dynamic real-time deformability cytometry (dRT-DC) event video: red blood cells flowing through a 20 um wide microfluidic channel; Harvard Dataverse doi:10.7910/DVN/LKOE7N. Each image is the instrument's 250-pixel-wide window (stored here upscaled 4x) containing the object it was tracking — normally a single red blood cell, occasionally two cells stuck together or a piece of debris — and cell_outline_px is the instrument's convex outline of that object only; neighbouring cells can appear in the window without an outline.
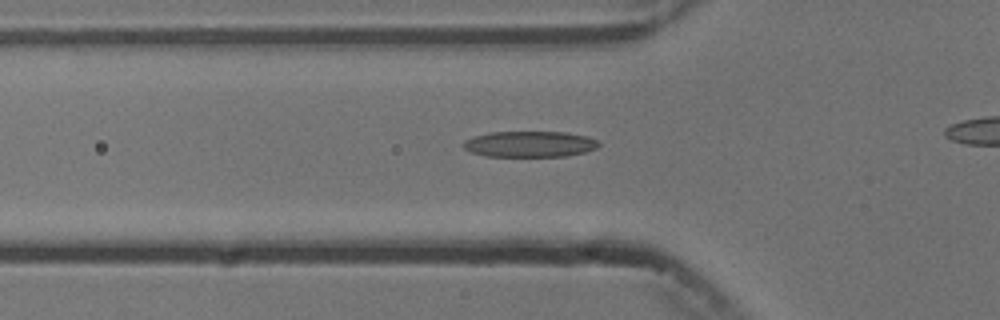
{"species": "common noctule bat (a hibernating species)", "species_latin": "Nyctalus noctula", "temperature_condition": "cold", "stored_images_in_passage": 44, "camera_frame_rate_fps": 3000, "um_per_image_px": 0.085, "animal": {"sex": "male", "body_mass_g": 13.3}, "frame": {"image": 1, "passage_image": 18, "time_ms": 5.667, "image_size_px": [1000, 320], "cell_outline_px": [[600, 144], [596, 148], [584, 152], [564, 156], [484, 156], [472, 152], [464, 148], [460, 144], [464, 140], [488, 132], [568, 132], [588, 136], [596, 140]], "centroid_in_image_um": [45.01, 12.24], "position_along_channel_um": 80.8, "area_um2": 20.46}}
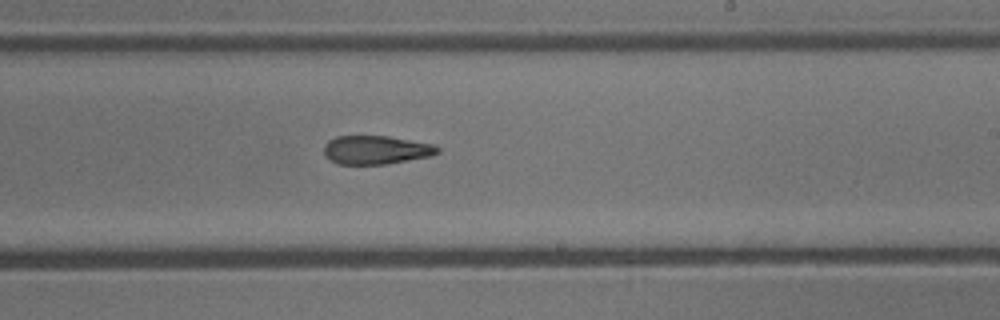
{"frame": {"image": 2, "passage_image": 32, "time_ms": 10.333, "image_size_px": [1000, 320], "cell_outline_px": [[440, 152], [432, 156], [388, 164], [336, 164], [324, 152], [324, 144], [328, 140], [336, 136], [388, 136], [436, 144], [440, 148]], "centroid_in_image_um": [32.02, 12.74], "position_along_channel_um": 257.0, "area_um2": 19.13}}
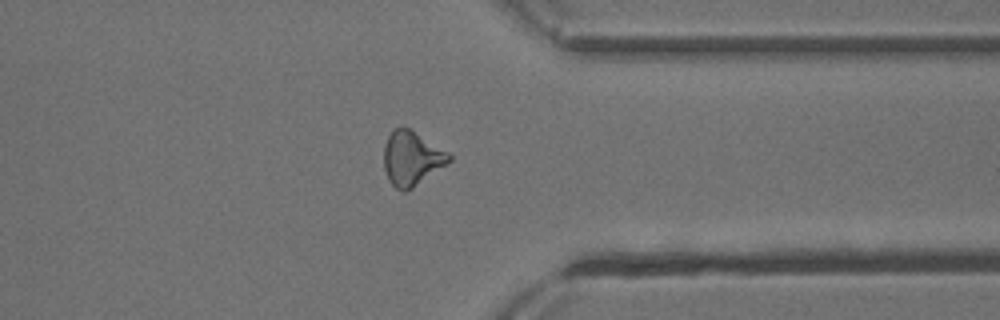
{"frame": {"image": 3, "passage_image": 42, "time_ms": 13.667, "image_size_px": [1000, 320], "cell_outline_px": [[452, 160], [448, 164], [412, 188], [404, 192], [400, 192], [388, 180], [384, 168], [384, 144], [392, 128], [408, 128], [448, 152], [452, 156]], "centroid_in_image_um": [34.98, 13.48], "position_along_channel_um": 376.4, "area_um2": 20.58}}